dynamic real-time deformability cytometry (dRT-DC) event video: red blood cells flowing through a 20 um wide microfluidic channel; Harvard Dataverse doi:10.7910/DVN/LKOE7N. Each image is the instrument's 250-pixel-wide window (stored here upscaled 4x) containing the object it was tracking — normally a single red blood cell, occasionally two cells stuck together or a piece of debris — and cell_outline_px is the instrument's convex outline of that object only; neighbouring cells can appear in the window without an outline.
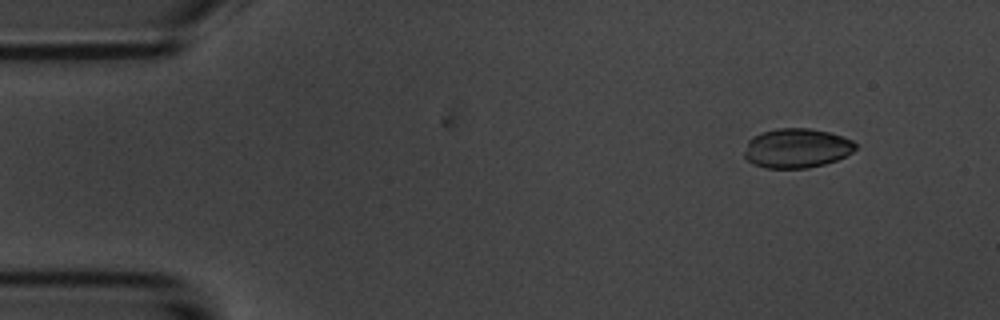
{"species": "common noctule bat (a hibernating species)", "species_latin": "Nyctalus noctula", "temperature_condition": "room temperature", "stored_images_in_passage": 4, "camera_frame_rate_fps": 3000, "um_per_image_px": 0.085, "animal": {"sex": "male", "body_mass_g": 20.1, "forearm_length_mm": 53.5}, "frame": {"image": 1, "passage_image": 1, "time_ms": 0.0, "image_size_px": [1000, 320], "cell_outline_px": [[856, 148], [852, 152], [836, 160], [824, 164], [808, 168], [764, 168], [752, 164], [744, 156], [744, 152], [748, 140], [752, 136], [760, 132], [776, 128], [808, 128], [828, 132], [844, 136], [852, 140], [856, 144]], "centroid_in_image_um": [67.69, 12.59], "position_along_channel_um": 17.3, "area_um2": 25.72}}
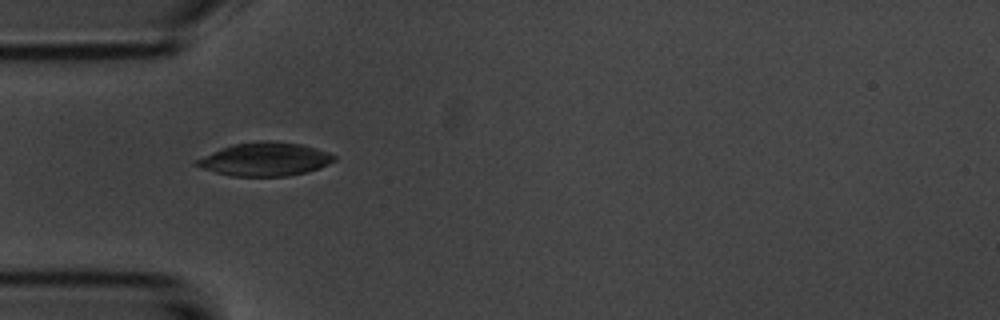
{"frame": {"image": 2, "passage_image": 4, "time_ms": 3.667, "image_size_px": [1000, 320], "cell_outline_px": [[336, 160], [320, 168], [288, 176], [232, 176], [216, 172], [192, 164], [196, 160], [220, 148], [232, 144], [260, 140], [268, 140], [300, 144], [316, 148], [328, 152], [336, 156]], "centroid_in_image_um": [22.53, 13.52], "position_along_channel_um": 62.5, "area_um2": 26.7}}